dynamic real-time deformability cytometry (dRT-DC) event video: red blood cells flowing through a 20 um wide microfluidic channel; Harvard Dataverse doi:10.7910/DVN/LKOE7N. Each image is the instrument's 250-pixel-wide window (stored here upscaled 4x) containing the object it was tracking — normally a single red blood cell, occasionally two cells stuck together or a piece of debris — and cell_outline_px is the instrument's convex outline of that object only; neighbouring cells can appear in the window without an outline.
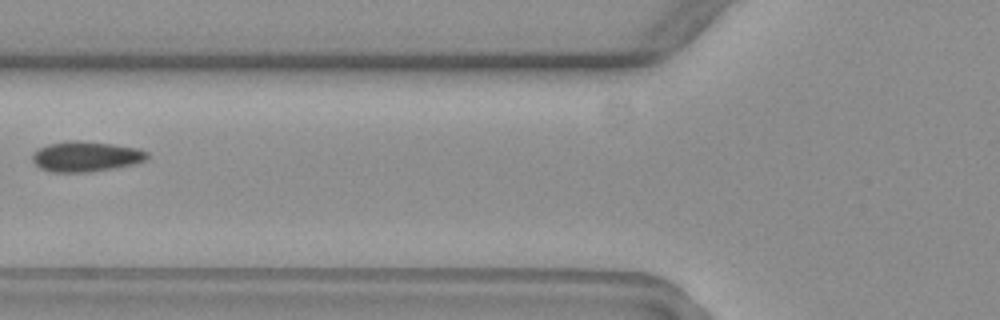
{"species": "common noctule bat (a hibernating species)", "species_latin": "Nyctalus noctula", "temperature_condition": "warm", "stored_images_in_passage": 5, "camera_frame_rate_fps": 3000, "um_per_image_px": 0.085, "animal": {"sex": "female", "body_mass_g": 19.3, "forearm_length_mm": 54.1}, "frame": {"image": 1, "passage_image": 3, "time_ms": 2.333, "image_size_px": [1000, 320], "cell_outline_px": [[148, 156], [144, 160], [132, 164], [92, 172], [48, 172], [40, 168], [32, 160], [32, 152], [36, 148], [48, 144], [68, 140], [80, 140], [112, 144], [136, 148], [148, 152]], "centroid_in_image_um": [7.22, 13.29], "position_along_channel_um": 118.6, "area_um2": 20.35}}